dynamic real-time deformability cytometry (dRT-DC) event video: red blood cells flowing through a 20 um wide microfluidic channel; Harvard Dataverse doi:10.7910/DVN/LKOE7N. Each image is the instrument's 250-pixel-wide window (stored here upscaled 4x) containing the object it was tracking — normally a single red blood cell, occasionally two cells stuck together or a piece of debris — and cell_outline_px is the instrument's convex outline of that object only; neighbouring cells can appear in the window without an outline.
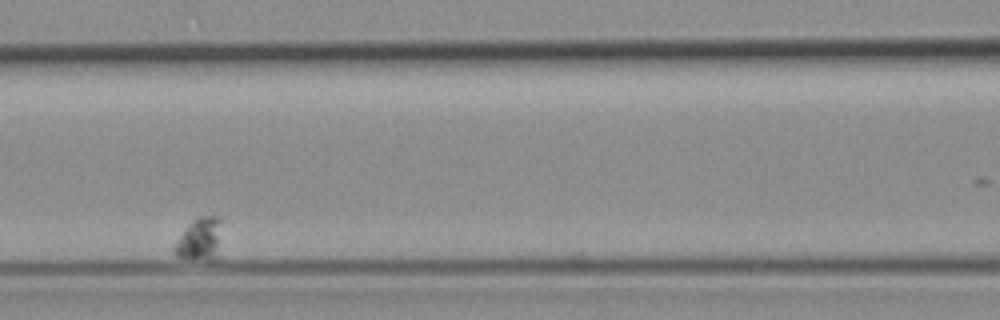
{"species": "common noctule bat (a hibernating species)", "species_latin": "Nyctalus noctula", "temperature_condition": "room temperature", "stored_images_in_passage": 15, "camera_frame_rate_fps": 3000, "um_per_image_px": 0.085, "animal": {"sex": "female", "body_mass_g": 19.3, "forearm_length_mm": 54.1}, "frame": {"image": 1, "passage_image": 8, "time_ms": 9.667, "image_size_px": [1000, 320], "cell_outline_px": [[220, 256], [212, 260], [192, 260], [176, 256], [172, 248], [180, 236], [192, 220], [200, 216], [220, 216]], "centroid_in_image_um": [17.0, 20.37], "position_along_channel_um": 149.6, "area_um2": 12.02}}
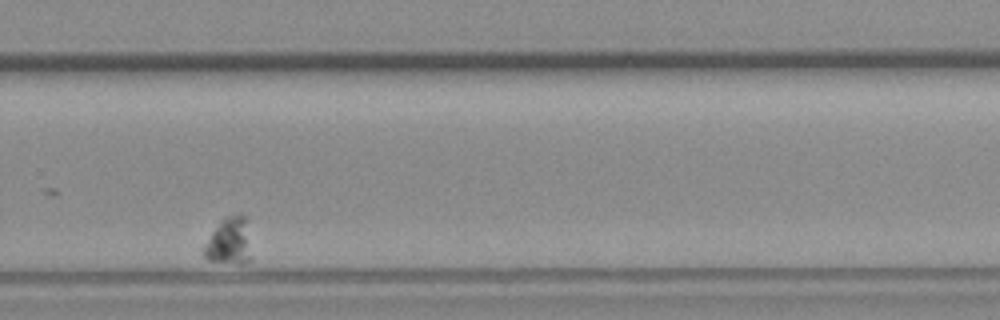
{"frame": {"image": 2, "passage_image": 14, "time_ms": 16.333, "image_size_px": [1000, 320], "cell_outline_px": [[252, 260], [244, 264], [236, 264], [208, 260], [204, 256], [204, 248], [212, 232], [220, 220], [224, 216], [240, 212], [244, 212], [248, 216]], "centroid_in_image_um": [19.58, 20.45], "position_along_channel_um": 310.2, "area_um2": 13.7}}
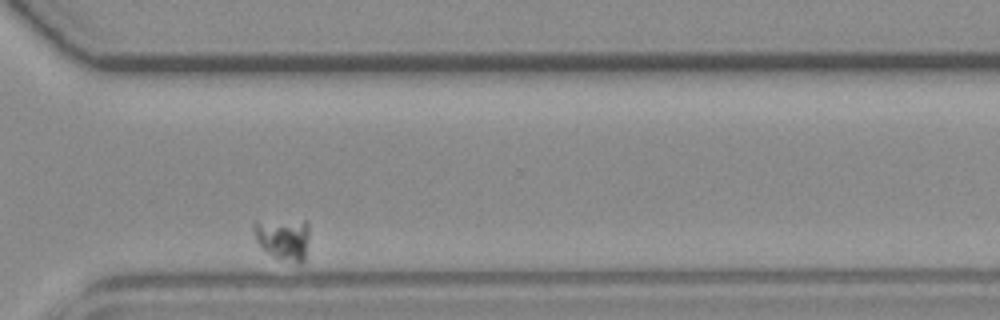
{"frame": {"image": 3, "passage_image": 15, "time_ms": 17.667, "image_size_px": [1000, 320], "cell_outline_px": [[308, 240], [304, 260], [300, 264], [296, 264], [280, 260], [272, 256], [260, 248], [256, 240], [252, 224], [304, 220], [308, 224]], "centroid_in_image_um": [24.1, 20.38], "position_along_channel_um": 346.5, "area_um2": 13.41}}